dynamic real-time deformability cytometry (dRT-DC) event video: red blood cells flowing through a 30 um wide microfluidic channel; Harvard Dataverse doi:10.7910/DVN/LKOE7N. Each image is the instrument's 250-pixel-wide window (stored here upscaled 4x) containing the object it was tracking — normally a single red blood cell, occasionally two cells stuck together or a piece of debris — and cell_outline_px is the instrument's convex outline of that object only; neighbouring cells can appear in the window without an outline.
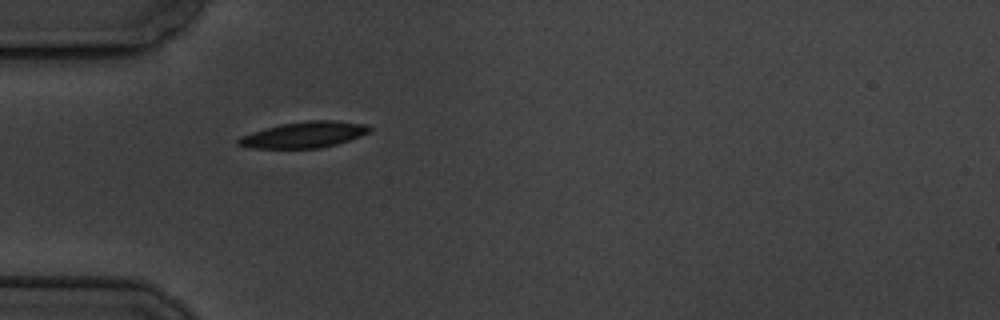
{"species": "common noctule bat (a hibernating species)", "species_latin": "Nyctalus noctula", "temperature_condition": "cold", "stored_images_in_passage": 1, "camera_frame_rate_fps": 3000, "um_per_image_px": 0.085, "animal": {"sex": "male", "body_mass_g": 19.5, "forearm_length_mm": 54.6}, "frame": {"image": 1, "passage_image": 1, "time_ms": 0.0, "image_size_px": [1000, 320], "cell_outline_px": [[372, 128], [368, 132], [360, 136], [336, 144], [320, 148], [248, 148], [236, 144], [236, 140], [240, 136], [252, 132], [280, 124], [308, 120], [336, 120], [368, 124]], "centroid_in_image_um": [25.83, 11.44], "position_along_channel_um": 59.2, "area_um2": 20.0}}